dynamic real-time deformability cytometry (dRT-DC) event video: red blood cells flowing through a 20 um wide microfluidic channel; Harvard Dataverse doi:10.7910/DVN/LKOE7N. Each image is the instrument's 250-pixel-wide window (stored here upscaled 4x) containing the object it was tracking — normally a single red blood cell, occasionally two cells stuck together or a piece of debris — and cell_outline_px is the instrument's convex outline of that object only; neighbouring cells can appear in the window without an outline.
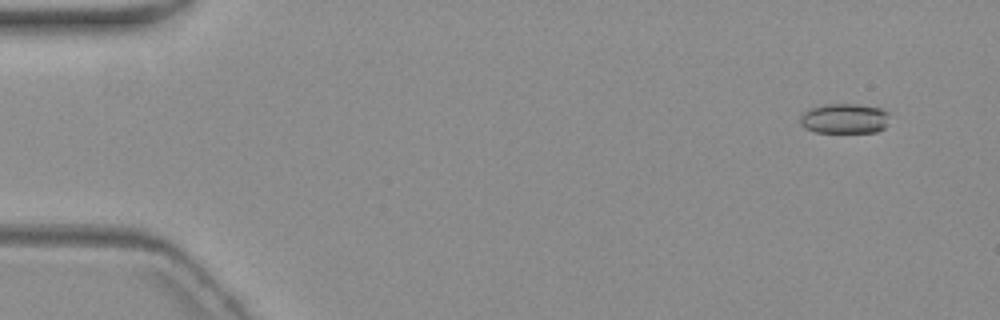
{"species": "common noctule bat (a hibernating species)", "species_latin": "Nyctalus noctula", "temperature_condition": "warm", "stored_images_in_passage": 8, "camera_frame_rate_fps": 3000, "um_per_image_px": 0.085, "animal": {"sex": "female", "body_mass_g": 19.3, "forearm_length_mm": 54.1}, "frame": {"image": 1, "passage_image": 2, "time_ms": 1.333, "image_size_px": [1000, 320], "cell_outline_px": [[888, 116], [884, 128], [876, 132], [816, 132], [804, 128], [800, 124], [800, 116], [804, 112], [812, 108], [824, 104], [856, 104], [880, 108], [888, 112]], "centroid_in_image_um": [71.76, 10.08], "position_along_channel_um": 13.2, "area_um2": 15.55}}
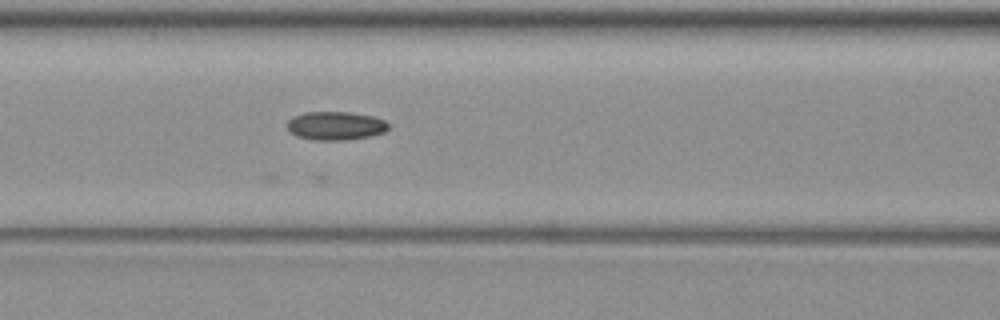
{"frame": {"image": 2, "passage_image": 8, "time_ms": 8.333, "image_size_px": [1000, 320], "cell_outline_px": [[388, 128], [384, 132], [368, 136], [344, 140], [316, 140], [296, 136], [288, 128], [288, 120], [292, 116], [304, 112], [348, 112], [372, 116], [384, 120], [388, 124]], "centroid_in_image_um": [28.5, 10.68], "position_along_channel_um": 138.1, "area_um2": 16.65}}